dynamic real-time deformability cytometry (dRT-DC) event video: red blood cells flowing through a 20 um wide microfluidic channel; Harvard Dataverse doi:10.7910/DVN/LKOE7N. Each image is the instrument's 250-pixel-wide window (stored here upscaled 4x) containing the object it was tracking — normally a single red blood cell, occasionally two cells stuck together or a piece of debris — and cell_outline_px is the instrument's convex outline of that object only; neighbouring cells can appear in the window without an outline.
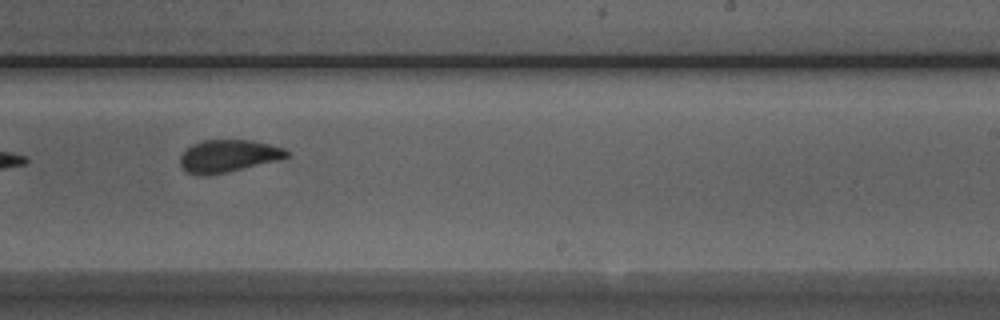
{"species": "Egyptian fruit bat (a non-hibernating species)", "species_latin": "Rousettus aegyptiacus", "temperature_condition": "room temperature", "stored_images_in_passage": 14, "camera_frame_rate_fps": 3000, "um_per_image_px": 0.085, "animal": {"sex": "male"}, "frame": {"image": 1, "passage_image": 9, "time_ms": 2.667, "image_size_px": [1000, 320], "cell_outline_px": [[288, 156], [280, 160], [224, 172], [188, 172], [180, 164], [180, 156], [192, 144], [200, 140], [252, 140], [284, 148], [288, 152]], "centroid_in_image_um": [19.45, 13.2], "position_along_channel_um": 269.5, "area_um2": 19.31}}
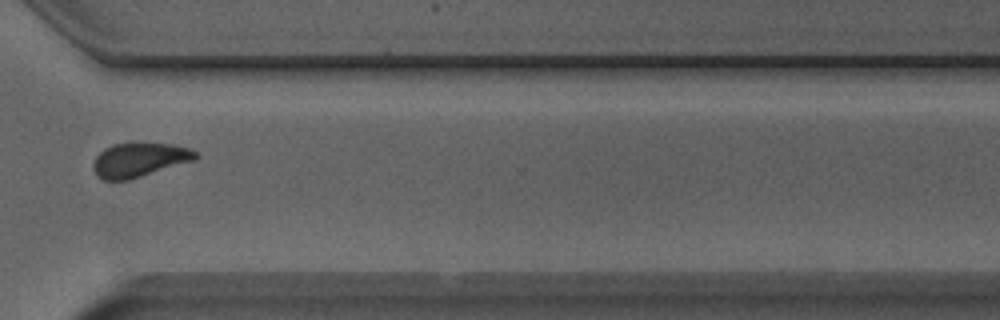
{"frame": {"image": 2, "passage_image": 11, "time_ms": 3.333, "image_size_px": [1000, 320], "cell_outline_px": [[200, 156], [196, 160], [128, 180], [104, 180], [96, 176], [92, 168], [92, 164], [96, 156], [104, 148], [112, 144], [172, 144], [192, 148]], "centroid_in_image_um": [11.85, 13.6], "position_along_channel_um": 358.7, "area_um2": 20.4}}
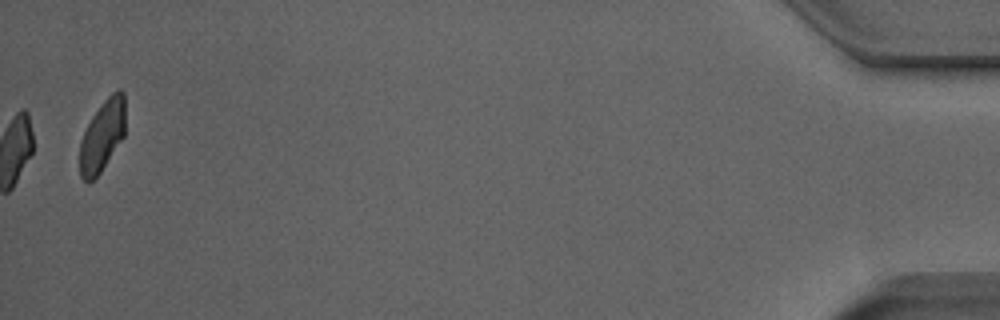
{"frame": {"image": 3, "passage_image": 14, "time_ms": 4.333, "image_size_px": [1000, 320], "cell_outline_px": [[124, 136], [100, 172], [88, 184], [80, 176], [80, 140], [92, 116], [104, 100], [112, 92], [120, 88], [124, 92]], "centroid_in_image_um": [8.69, 11.53], "position_along_channel_um": 426.5, "area_um2": 18.73}}